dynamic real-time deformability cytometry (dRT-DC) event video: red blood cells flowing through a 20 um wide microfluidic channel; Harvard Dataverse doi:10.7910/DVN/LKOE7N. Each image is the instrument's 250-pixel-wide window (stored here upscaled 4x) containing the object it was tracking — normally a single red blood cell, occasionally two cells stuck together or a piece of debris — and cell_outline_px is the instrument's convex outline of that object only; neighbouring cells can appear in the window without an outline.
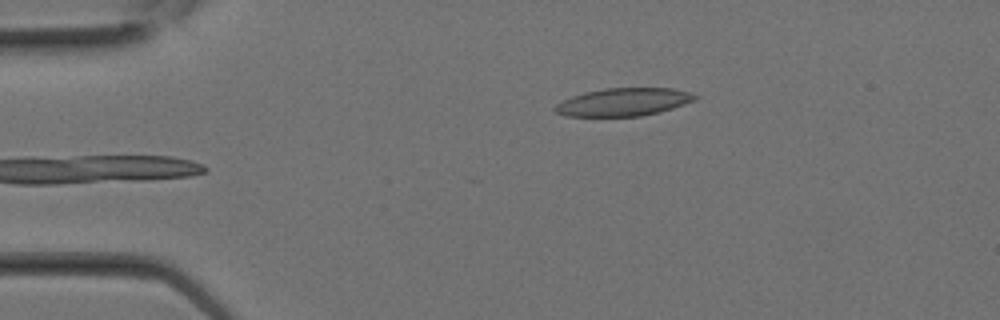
{"species": "Egyptian fruit bat (a non-hibernating species)", "species_latin": "Rousettus aegyptiacus", "temperature_condition": "room temperature", "stored_images_in_passage": 9, "camera_frame_rate_fps": 3000, "um_per_image_px": 0.085, "animal": {"sex": "female"}, "frame": {"image": 1, "passage_image": 9, "time_ms": 2.667, "image_size_px": [1000, 320], "cell_outline_px": [[696, 100], [660, 112], [640, 116], [568, 116], [556, 112], [552, 108], [556, 104], [572, 96], [584, 92], [604, 88], [672, 88], [688, 92], [696, 96]], "centroid_in_image_um": [52.97, 8.67], "position_along_channel_um": 32.0, "area_um2": 22.6}}